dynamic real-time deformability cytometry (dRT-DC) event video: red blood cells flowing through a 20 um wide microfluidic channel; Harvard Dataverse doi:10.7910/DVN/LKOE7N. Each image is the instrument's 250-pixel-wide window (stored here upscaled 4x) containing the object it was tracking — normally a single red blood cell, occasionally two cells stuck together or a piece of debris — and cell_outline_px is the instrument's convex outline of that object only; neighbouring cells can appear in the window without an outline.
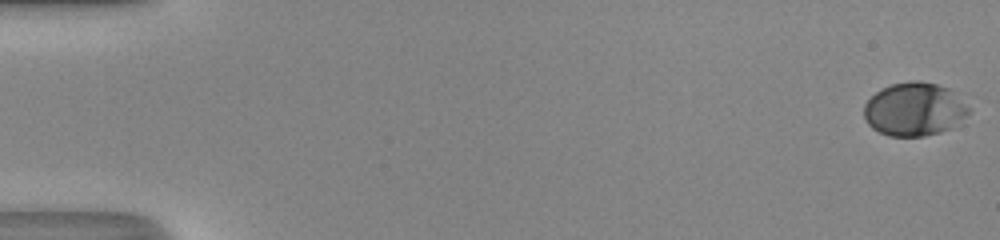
{"species": "human", "species_latin": "Homo sapiens", "temperature_condition": "room temperature", "stored_images_in_passage": 51, "camera_frame_rate_fps": 3000, "um_per_image_px": 0.085, "donor": {"sex": "male"}, "frame": {"image": 1, "passage_image": 1, "time_ms": 0.0, "image_size_px": [1000, 240], "cell_outline_px": [[972, 112], [952, 128], [940, 132], [924, 136], [888, 136], [872, 128], [868, 124], [864, 116], [864, 104], [876, 92], [892, 84], [912, 80], [920, 80], [936, 84], [948, 88], [972, 108]], "centroid_in_image_um": [77.75, 9.29], "position_along_channel_um": 7.2, "area_um2": 32.77}}
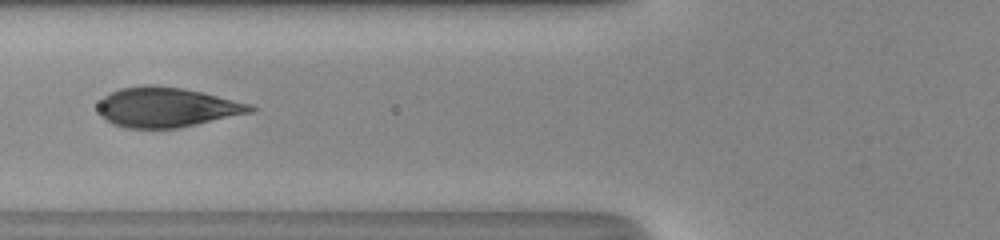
{"frame": {"image": 2, "passage_image": 22, "time_ms": 7.0, "image_size_px": [1000, 240], "cell_outline_px": [[260, 108], [252, 112], [180, 128], [124, 128], [112, 124], [104, 120], [100, 116], [100, 100], [104, 96], [120, 88], [144, 84], [152, 84], [184, 88], [252, 104]], "centroid_in_image_um": [14.18, 9.12], "position_along_channel_um": 111.6, "area_um2": 35.55}}
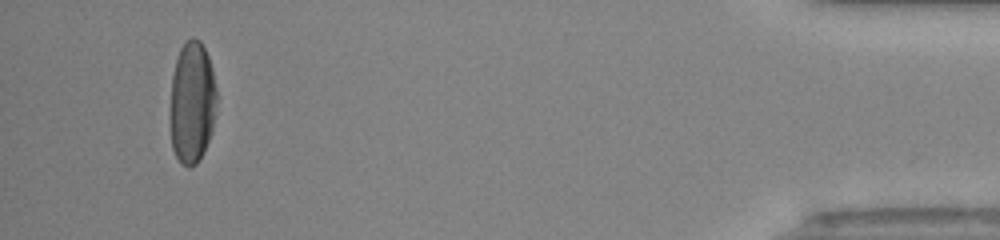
{"frame": {"image": 3, "passage_image": 49, "time_ms": 16.0, "image_size_px": [1000, 240], "cell_outline_px": [[216, 116], [212, 132], [204, 152], [196, 164], [188, 168], [180, 164], [172, 148], [172, 76], [176, 60], [180, 48], [192, 36], [200, 40], [208, 56], [212, 68], [216, 88]], "centroid_in_image_um": [16.36, 8.73], "position_along_channel_um": 418.8, "area_um2": 32.95}}